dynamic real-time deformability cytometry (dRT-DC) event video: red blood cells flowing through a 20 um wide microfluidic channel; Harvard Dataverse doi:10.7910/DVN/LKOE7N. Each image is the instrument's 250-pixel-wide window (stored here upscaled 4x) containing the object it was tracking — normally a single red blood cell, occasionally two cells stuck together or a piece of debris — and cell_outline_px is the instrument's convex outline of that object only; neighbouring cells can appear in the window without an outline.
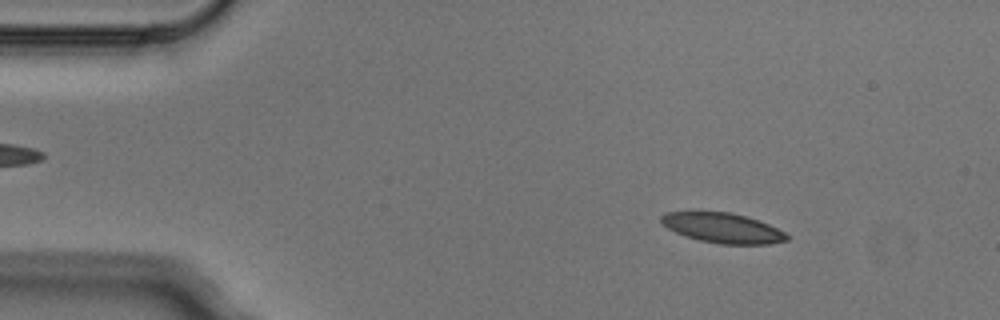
{"species": "Egyptian fruit bat (a non-hibernating species)", "species_latin": "Rousettus aegyptiacus", "temperature_condition": "cold", "stored_images_in_passage": 3, "camera_frame_rate_fps": 3000, "um_per_image_px": 0.085, "animal": {"sex": "male"}, "frame": {"image": 1, "passage_image": 2, "time_ms": 0.333, "image_size_px": [1000, 320], "cell_outline_px": [[788, 240], [768, 244], [720, 244], [700, 240], [684, 236], [668, 228], [660, 220], [660, 216], [668, 212], [732, 212], [748, 216], [768, 224], [784, 232], [788, 236]], "centroid_in_image_um": [61.44, 19.37], "position_along_channel_um": 23.6, "area_um2": 21.79}}